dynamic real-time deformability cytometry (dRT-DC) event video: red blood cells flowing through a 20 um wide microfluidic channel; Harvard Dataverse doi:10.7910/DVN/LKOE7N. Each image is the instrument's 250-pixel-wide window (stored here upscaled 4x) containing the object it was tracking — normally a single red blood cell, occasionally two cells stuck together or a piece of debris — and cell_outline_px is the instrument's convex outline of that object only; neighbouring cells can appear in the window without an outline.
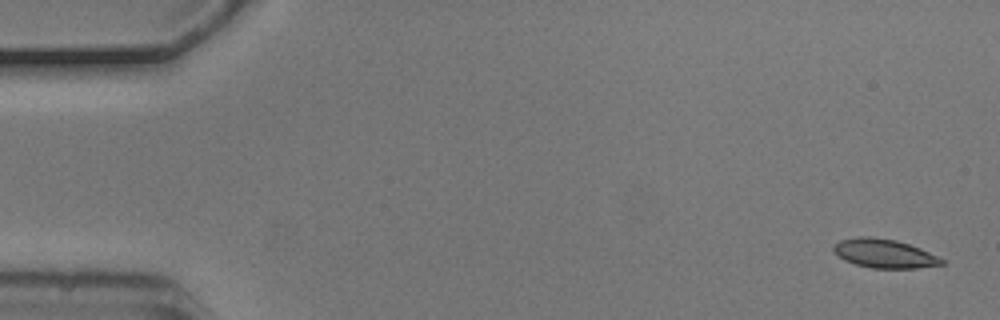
{"species": "common noctule bat (a hibernating species)", "species_latin": "Nyctalus noctula", "temperature_condition": "cold", "stored_images_in_passage": 3, "camera_frame_rate_fps": 3000, "um_per_image_px": 0.085, "animal": {"sex": "male", "body_mass_g": 20.5, "forearm_length_mm": 52.5}, "frame": {"image": 1, "passage_image": 1, "time_ms": 0.0, "image_size_px": [1000, 320], "cell_outline_px": [[944, 264], [916, 268], [872, 268], [856, 264], [844, 260], [832, 248], [840, 240], [860, 236], [868, 236], [896, 240], [920, 248], [944, 260]], "centroid_in_image_um": [75.17, 21.54], "position_along_channel_um": 9.8, "area_um2": 17.86}}
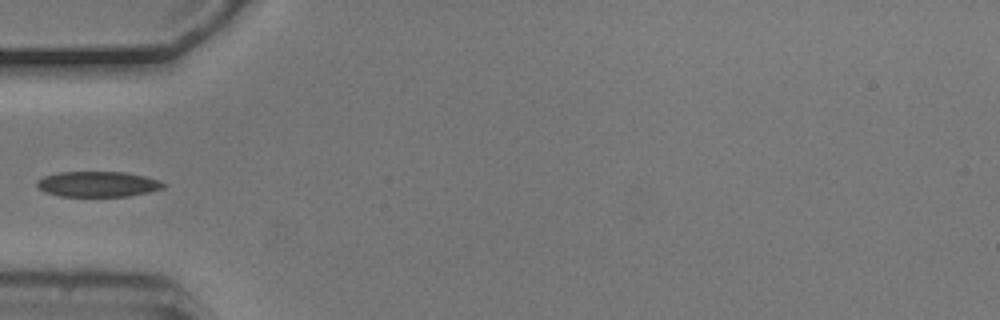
{"frame": {"image": 2, "passage_image": 3, "time_ms": 0.667, "image_size_px": [1000, 320], "cell_outline_px": [[168, 184], [164, 188], [148, 192], [128, 196], [60, 196], [44, 192], [36, 184], [36, 180], [44, 176], [60, 172], [124, 172], [144, 176], [160, 180]], "centroid_in_image_um": [8.33, 15.65], "position_along_channel_um": 76.7, "area_um2": 18.79}}